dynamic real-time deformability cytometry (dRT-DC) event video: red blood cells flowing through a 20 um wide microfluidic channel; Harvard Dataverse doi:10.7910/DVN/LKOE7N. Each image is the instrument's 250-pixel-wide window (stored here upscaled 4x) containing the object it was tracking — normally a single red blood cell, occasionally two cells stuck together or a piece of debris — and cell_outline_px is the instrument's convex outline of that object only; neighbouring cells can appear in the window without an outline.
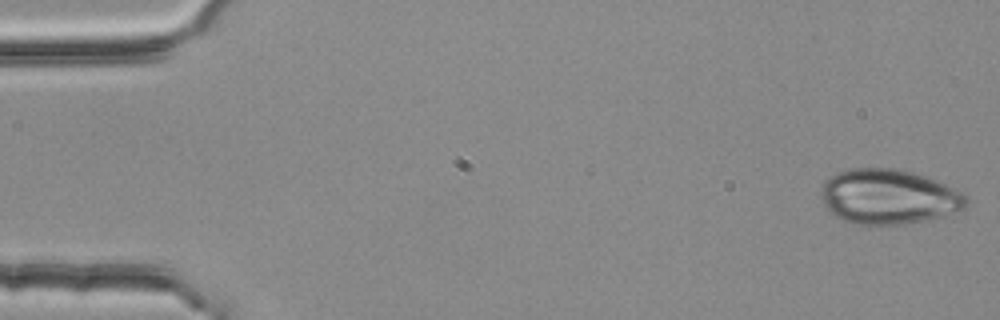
{"species": "common noctule bat (a hibernating species)", "species_latin": "Nyctalus noctula", "temperature_condition": "room temperature", "stored_images_in_passage": 14, "camera_frame_rate_fps": 3000, "um_per_image_px": 0.085, "animal": {"sex": "female", "body_mass_g": 25.1}, "frame": {"image": 1, "passage_image": 1, "time_ms": 0.0, "image_size_px": [1000, 320], "cell_outline_px": [[968, 204], [964, 208], [944, 216], [904, 224], [876, 228], [852, 224], [840, 220], [824, 204], [820, 192], [820, 184], [828, 176], [836, 172], [852, 168], [896, 168], [928, 176], [964, 192], [968, 200]], "centroid_in_image_um": [75.5, 16.74], "position_along_channel_um": 9.5, "area_um2": 47.74}}